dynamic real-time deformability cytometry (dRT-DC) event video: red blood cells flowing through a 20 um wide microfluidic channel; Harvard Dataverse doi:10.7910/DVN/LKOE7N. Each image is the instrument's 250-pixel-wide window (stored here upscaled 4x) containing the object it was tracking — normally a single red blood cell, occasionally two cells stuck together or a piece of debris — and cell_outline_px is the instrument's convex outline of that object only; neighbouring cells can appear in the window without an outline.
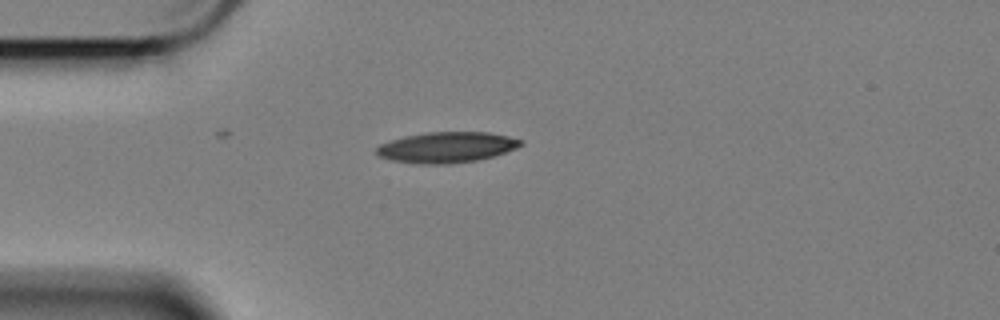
{"species": "Egyptian fruit bat (a non-hibernating species)", "species_latin": "Rousettus aegyptiacus", "temperature_condition": "cold", "stored_images_in_passage": 37, "camera_frame_rate_fps": 3000, "um_per_image_px": 0.085, "animal": {"sex": "female"}, "frame": {"image": 1, "passage_image": 1, "time_ms": 0.0, "image_size_px": [1000, 320], "cell_outline_px": [[524, 144], [516, 148], [492, 156], [476, 160], [448, 164], [416, 164], [392, 160], [380, 156], [376, 152], [376, 148], [380, 144], [404, 136], [428, 132], [488, 132], [508, 136], [524, 140]], "centroid_in_image_um": [37.98, 12.52], "position_along_channel_um": 47.0, "area_um2": 25.72}}
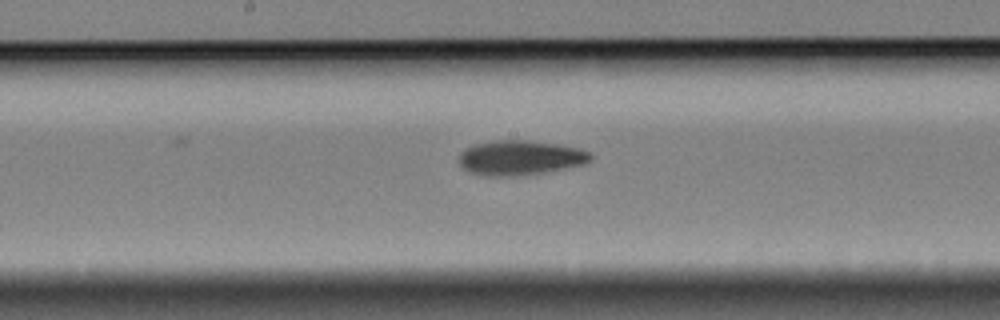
{"frame": {"image": 2, "passage_image": 16, "time_ms": 5.0, "image_size_px": [1000, 320], "cell_outline_px": [[592, 160], [584, 164], [544, 172], [516, 176], [484, 176], [468, 172], [460, 164], [460, 152], [464, 148], [476, 144], [492, 140], [528, 140], [556, 144], [580, 148], [592, 152]], "centroid_in_image_um": [44.22, 13.4], "position_along_channel_um": 204.0, "area_um2": 26.76}}
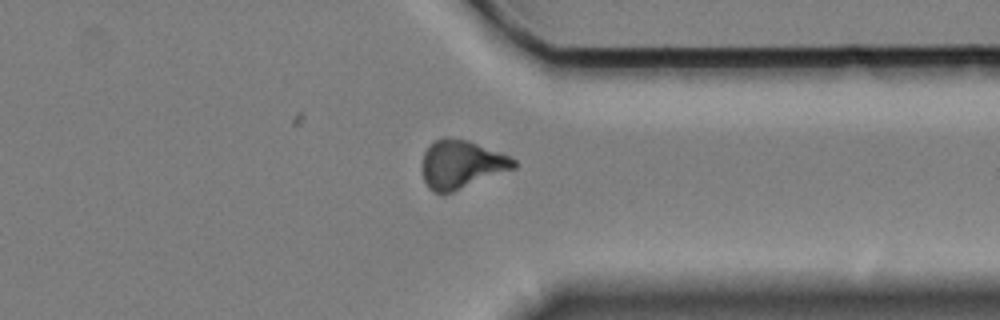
{"frame": {"image": 3, "passage_image": 31, "time_ms": 10.0, "image_size_px": [1000, 320], "cell_outline_px": [[516, 168], [452, 192], [440, 196], [432, 192], [428, 188], [424, 180], [420, 168], [424, 152], [428, 144], [444, 136], [448, 136], [468, 140], [508, 156], [516, 160]], "centroid_in_image_um": [39.15, 13.98], "position_along_channel_um": 372.3, "area_um2": 26.24}, "authors_computed_cell_mechanics": {"area_um2": 25.8366, "velocity_mm_per_s": 3.405, "shape_relaxation_time_tau1_ms": 3.8332, "shape_relaxation_time_tau2_ms": null, "deformation_change_tau1": 0.1401, "deformation_change_tau2": null}}